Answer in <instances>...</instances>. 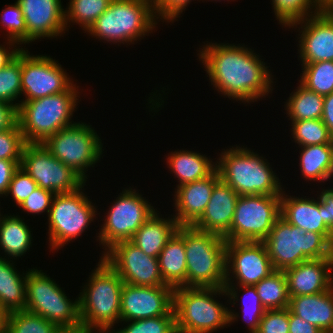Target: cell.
Instances as JSON below:
<instances>
[{
    "instance_id": "cell-1",
    "label": "cell",
    "mask_w": 333,
    "mask_h": 333,
    "mask_svg": "<svg viewBox=\"0 0 333 333\" xmlns=\"http://www.w3.org/2000/svg\"><path fill=\"white\" fill-rule=\"evenodd\" d=\"M199 49V60L218 93L245 103L272 93L274 76L254 50L240 44L211 42Z\"/></svg>"
},
{
    "instance_id": "cell-2",
    "label": "cell",
    "mask_w": 333,
    "mask_h": 333,
    "mask_svg": "<svg viewBox=\"0 0 333 333\" xmlns=\"http://www.w3.org/2000/svg\"><path fill=\"white\" fill-rule=\"evenodd\" d=\"M224 287H176L173 310L177 333H212L238 321L240 313L219 303ZM216 296V297H215Z\"/></svg>"
},
{
    "instance_id": "cell-3",
    "label": "cell",
    "mask_w": 333,
    "mask_h": 333,
    "mask_svg": "<svg viewBox=\"0 0 333 333\" xmlns=\"http://www.w3.org/2000/svg\"><path fill=\"white\" fill-rule=\"evenodd\" d=\"M99 260L79 294L80 318L97 333H109L120 322L124 282L102 257Z\"/></svg>"
},
{
    "instance_id": "cell-4",
    "label": "cell",
    "mask_w": 333,
    "mask_h": 333,
    "mask_svg": "<svg viewBox=\"0 0 333 333\" xmlns=\"http://www.w3.org/2000/svg\"><path fill=\"white\" fill-rule=\"evenodd\" d=\"M76 86L73 83L65 92L35 100H18V124L26 143H43L62 128L76 123L71 119L81 93Z\"/></svg>"
},
{
    "instance_id": "cell-5",
    "label": "cell",
    "mask_w": 333,
    "mask_h": 333,
    "mask_svg": "<svg viewBox=\"0 0 333 333\" xmlns=\"http://www.w3.org/2000/svg\"><path fill=\"white\" fill-rule=\"evenodd\" d=\"M218 161L220 179L240 196L281 195L284 190L267 159L247 147L224 149Z\"/></svg>"
},
{
    "instance_id": "cell-6",
    "label": "cell",
    "mask_w": 333,
    "mask_h": 333,
    "mask_svg": "<svg viewBox=\"0 0 333 333\" xmlns=\"http://www.w3.org/2000/svg\"><path fill=\"white\" fill-rule=\"evenodd\" d=\"M263 242L274 270L284 271L309 259L333 257V234L304 232L281 216Z\"/></svg>"
},
{
    "instance_id": "cell-7",
    "label": "cell",
    "mask_w": 333,
    "mask_h": 333,
    "mask_svg": "<svg viewBox=\"0 0 333 333\" xmlns=\"http://www.w3.org/2000/svg\"><path fill=\"white\" fill-rule=\"evenodd\" d=\"M152 0H112L87 33L113 44H134L156 28Z\"/></svg>"
},
{
    "instance_id": "cell-8",
    "label": "cell",
    "mask_w": 333,
    "mask_h": 333,
    "mask_svg": "<svg viewBox=\"0 0 333 333\" xmlns=\"http://www.w3.org/2000/svg\"><path fill=\"white\" fill-rule=\"evenodd\" d=\"M226 240L215 233L185 226L186 287H224Z\"/></svg>"
},
{
    "instance_id": "cell-9",
    "label": "cell",
    "mask_w": 333,
    "mask_h": 333,
    "mask_svg": "<svg viewBox=\"0 0 333 333\" xmlns=\"http://www.w3.org/2000/svg\"><path fill=\"white\" fill-rule=\"evenodd\" d=\"M42 270L28 269L25 310L59 327L81 323L79 296L74 302Z\"/></svg>"
},
{
    "instance_id": "cell-10",
    "label": "cell",
    "mask_w": 333,
    "mask_h": 333,
    "mask_svg": "<svg viewBox=\"0 0 333 333\" xmlns=\"http://www.w3.org/2000/svg\"><path fill=\"white\" fill-rule=\"evenodd\" d=\"M84 185L74 192L55 194L48 213V236L52 250L63 248L77 239L97 215L95 205L82 191Z\"/></svg>"
},
{
    "instance_id": "cell-11",
    "label": "cell",
    "mask_w": 333,
    "mask_h": 333,
    "mask_svg": "<svg viewBox=\"0 0 333 333\" xmlns=\"http://www.w3.org/2000/svg\"><path fill=\"white\" fill-rule=\"evenodd\" d=\"M91 126L76 122L43 142L52 156L72 168L85 181L88 179L86 171L94 167L103 154L102 140Z\"/></svg>"
},
{
    "instance_id": "cell-12",
    "label": "cell",
    "mask_w": 333,
    "mask_h": 333,
    "mask_svg": "<svg viewBox=\"0 0 333 333\" xmlns=\"http://www.w3.org/2000/svg\"><path fill=\"white\" fill-rule=\"evenodd\" d=\"M110 206L97 236L104 253L114 244L129 241L155 210L135 189H124Z\"/></svg>"
},
{
    "instance_id": "cell-13",
    "label": "cell",
    "mask_w": 333,
    "mask_h": 333,
    "mask_svg": "<svg viewBox=\"0 0 333 333\" xmlns=\"http://www.w3.org/2000/svg\"><path fill=\"white\" fill-rule=\"evenodd\" d=\"M281 216V195L239 196L230 227V242H263Z\"/></svg>"
},
{
    "instance_id": "cell-14",
    "label": "cell",
    "mask_w": 333,
    "mask_h": 333,
    "mask_svg": "<svg viewBox=\"0 0 333 333\" xmlns=\"http://www.w3.org/2000/svg\"><path fill=\"white\" fill-rule=\"evenodd\" d=\"M20 167L38 187L55 194L74 192L86 185V181L78 173L52 156L43 143H26Z\"/></svg>"
},
{
    "instance_id": "cell-15",
    "label": "cell",
    "mask_w": 333,
    "mask_h": 333,
    "mask_svg": "<svg viewBox=\"0 0 333 333\" xmlns=\"http://www.w3.org/2000/svg\"><path fill=\"white\" fill-rule=\"evenodd\" d=\"M55 59L21 49V88L25 100L65 92L74 82Z\"/></svg>"
},
{
    "instance_id": "cell-16",
    "label": "cell",
    "mask_w": 333,
    "mask_h": 333,
    "mask_svg": "<svg viewBox=\"0 0 333 333\" xmlns=\"http://www.w3.org/2000/svg\"><path fill=\"white\" fill-rule=\"evenodd\" d=\"M101 257L126 284L137 286L167 285L160 274L158 258L147 255L130 240L117 242Z\"/></svg>"
},
{
    "instance_id": "cell-17",
    "label": "cell",
    "mask_w": 333,
    "mask_h": 333,
    "mask_svg": "<svg viewBox=\"0 0 333 333\" xmlns=\"http://www.w3.org/2000/svg\"><path fill=\"white\" fill-rule=\"evenodd\" d=\"M273 271L275 270L264 242H226L225 283L236 281V285L254 286Z\"/></svg>"
},
{
    "instance_id": "cell-18",
    "label": "cell",
    "mask_w": 333,
    "mask_h": 333,
    "mask_svg": "<svg viewBox=\"0 0 333 333\" xmlns=\"http://www.w3.org/2000/svg\"><path fill=\"white\" fill-rule=\"evenodd\" d=\"M174 288L170 285L137 286L123 283L120 322L175 315Z\"/></svg>"
},
{
    "instance_id": "cell-19",
    "label": "cell",
    "mask_w": 333,
    "mask_h": 333,
    "mask_svg": "<svg viewBox=\"0 0 333 333\" xmlns=\"http://www.w3.org/2000/svg\"><path fill=\"white\" fill-rule=\"evenodd\" d=\"M294 26L299 28L298 53L302 64L333 61V10L330 7L291 22L287 27L293 29Z\"/></svg>"
},
{
    "instance_id": "cell-20",
    "label": "cell",
    "mask_w": 333,
    "mask_h": 333,
    "mask_svg": "<svg viewBox=\"0 0 333 333\" xmlns=\"http://www.w3.org/2000/svg\"><path fill=\"white\" fill-rule=\"evenodd\" d=\"M27 27V44L65 34V9L61 0H17Z\"/></svg>"
},
{
    "instance_id": "cell-21",
    "label": "cell",
    "mask_w": 333,
    "mask_h": 333,
    "mask_svg": "<svg viewBox=\"0 0 333 333\" xmlns=\"http://www.w3.org/2000/svg\"><path fill=\"white\" fill-rule=\"evenodd\" d=\"M333 257L309 259L284 270L290 297L318 294L333 287Z\"/></svg>"
},
{
    "instance_id": "cell-22",
    "label": "cell",
    "mask_w": 333,
    "mask_h": 333,
    "mask_svg": "<svg viewBox=\"0 0 333 333\" xmlns=\"http://www.w3.org/2000/svg\"><path fill=\"white\" fill-rule=\"evenodd\" d=\"M240 195L221 179L215 184L209 203L194 228L215 233L230 242V227Z\"/></svg>"
},
{
    "instance_id": "cell-23",
    "label": "cell",
    "mask_w": 333,
    "mask_h": 333,
    "mask_svg": "<svg viewBox=\"0 0 333 333\" xmlns=\"http://www.w3.org/2000/svg\"><path fill=\"white\" fill-rule=\"evenodd\" d=\"M220 180L217 169L208 177L178 186L174 195L173 217L179 226H192L204 213L213 188Z\"/></svg>"
},
{
    "instance_id": "cell-24",
    "label": "cell",
    "mask_w": 333,
    "mask_h": 333,
    "mask_svg": "<svg viewBox=\"0 0 333 333\" xmlns=\"http://www.w3.org/2000/svg\"><path fill=\"white\" fill-rule=\"evenodd\" d=\"M282 191L281 217L304 232L333 234V230L324 222L323 205L313 198L291 197Z\"/></svg>"
},
{
    "instance_id": "cell-25",
    "label": "cell",
    "mask_w": 333,
    "mask_h": 333,
    "mask_svg": "<svg viewBox=\"0 0 333 333\" xmlns=\"http://www.w3.org/2000/svg\"><path fill=\"white\" fill-rule=\"evenodd\" d=\"M288 308L324 333H333V287L318 294L290 297Z\"/></svg>"
},
{
    "instance_id": "cell-26",
    "label": "cell",
    "mask_w": 333,
    "mask_h": 333,
    "mask_svg": "<svg viewBox=\"0 0 333 333\" xmlns=\"http://www.w3.org/2000/svg\"><path fill=\"white\" fill-rule=\"evenodd\" d=\"M160 274L173 288L186 287L185 226H179L158 256Z\"/></svg>"
},
{
    "instance_id": "cell-27",
    "label": "cell",
    "mask_w": 333,
    "mask_h": 333,
    "mask_svg": "<svg viewBox=\"0 0 333 333\" xmlns=\"http://www.w3.org/2000/svg\"><path fill=\"white\" fill-rule=\"evenodd\" d=\"M161 217L155 211L130 240L147 255L156 258H158L168 239L179 227L172 215L171 218L168 217L166 219Z\"/></svg>"
},
{
    "instance_id": "cell-28",
    "label": "cell",
    "mask_w": 333,
    "mask_h": 333,
    "mask_svg": "<svg viewBox=\"0 0 333 333\" xmlns=\"http://www.w3.org/2000/svg\"><path fill=\"white\" fill-rule=\"evenodd\" d=\"M216 162L195 151L177 150L168 154L166 163L178 178V187L210 176L217 168Z\"/></svg>"
},
{
    "instance_id": "cell-29",
    "label": "cell",
    "mask_w": 333,
    "mask_h": 333,
    "mask_svg": "<svg viewBox=\"0 0 333 333\" xmlns=\"http://www.w3.org/2000/svg\"><path fill=\"white\" fill-rule=\"evenodd\" d=\"M12 262V263H11ZM12 260L0 257V307L8 314L25 310L27 272H20Z\"/></svg>"
},
{
    "instance_id": "cell-30",
    "label": "cell",
    "mask_w": 333,
    "mask_h": 333,
    "mask_svg": "<svg viewBox=\"0 0 333 333\" xmlns=\"http://www.w3.org/2000/svg\"><path fill=\"white\" fill-rule=\"evenodd\" d=\"M0 248L8 259L21 257L32 247V234L29 226L20 216L1 215L0 213ZM25 253V254H24ZM16 257V258H15Z\"/></svg>"
},
{
    "instance_id": "cell-31",
    "label": "cell",
    "mask_w": 333,
    "mask_h": 333,
    "mask_svg": "<svg viewBox=\"0 0 333 333\" xmlns=\"http://www.w3.org/2000/svg\"><path fill=\"white\" fill-rule=\"evenodd\" d=\"M299 157L300 172L303 178L310 181L325 182L329 179L331 164V143L301 147Z\"/></svg>"
},
{
    "instance_id": "cell-32",
    "label": "cell",
    "mask_w": 333,
    "mask_h": 333,
    "mask_svg": "<svg viewBox=\"0 0 333 333\" xmlns=\"http://www.w3.org/2000/svg\"><path fill=\"white\" fill-rule=\"evenodd\" d=\"M294 92L285 102L289 120H314L321 119L323 114L324 97L320 94L310 91L299 84Z\"/></svg>"
},
{
    "instance_id": "cell-33",
    "label": "cell",
    "mask_w": 333,
    "mask_h": 333,
    "mask_svg": "<svg viewBox=\"0 0 333 333\" xmlns=\"http://www.w3.org/2000/svg\"><path fill=\"white\" fill-rule=\"evenodd\" d=\"M244 290L242 295V314L243 321L245 320L248 324L249 333H256L259 327V323L264 315L266 309L263 307L260 297L258 296L256 287L253 285H235V283H225L224 289L226 296L230 298L229 303L233 300L235 305L239 299L238 288ZM247 299V300H246ZM237 301V302H236ZM249 321V322H248Z\"/></svg>"
},
{
    "instance_id": "cell-34",
    "label": "cell",
    "mask_w": 333,
    "mask_h": 333,
    "mask_svg": "<svg viewBox=\"0 0 333 333\" xmlns=\"http://www.w3.org/2000/svg\"><path fill=\"white\" fill-rule=\"evenodd\" d=\"M254 286L266 310L289 307L290 296L284 271L275 270Z\"/></svg>"
},
{
    "instance_id": "cell-35",
    "label": "cell",
    "mask_w": 333,
    "mask_h": 333,
    "mask_svg": "<svg viewBox=\"0 0 333 333\" xmlns=\"http://www.w3.org/2000/svg\"><path fill=\"white\" fill-rule=\"evenodd\" d=\"M112 0H70L65 10V26L68 29L70 22L78 24L85 33L102 15Z\"/></svg>"
},
{
    "instance_id": "cell-36",
    "label": "cell",
    "mask_w": 333,
    "mask_h": 333,
    "mask_svg": "<svg viewBox=\"0 0 333 333\" xmlns=\"http://www.w3.org/2000/svg\"><path fill=\"white\" fill-rule=\"evenodd\" d=\"M299 83L321 96L333 93V61L305 63Z\"/></svg>"
},
{
    "instance_id": "cell-37",
    "label": "cell",
    "mask_w": 333,
    "mask_h": 333,
    "mask_svg": "<svg viewBox=\"0 0 333 333\" xmlns=\"http://www.w3.org/2000/svg\"><path fill=\"white\" fill-rule=\"evenodd\" d=\"M272 5L276 19L285 28L291 22L314 15L325 8L319 0H272Z\"/></svg>"
},
{
    "instance_id": "cell-38",
    "label": "cell",
    "mask_w": 333,
    "mask_h": 333,
    "mask_svg": "<svg viewBox=\"0 0 333 333\" xmlns=\"http://www.w3.org/2000/svg\"><path fill=\"white\" fill-rule=\"evenodd\" d=\"M58 328L42 316L26 310L11 312L6 316L7 333H56Z\"/></svg>"
},
{
    "instance_id": "cell-39",
    "label": "cell",
    "mask_w": 333,
    "mask_h": 333,
    "mask_svg": "<svg viewBox=\"0 0 333 333\" xmlns=\"http://www.w3.org/2000/svg\"><path fill=\"white\" fill-rule=\"evenodd\" d=\"M292 137L300 147L317 144H329L333 136L322 119L291 121Z\"/></svg>"
},
{
    "instance_id": "cell-40",
    "label": "cell",
    "mask_w": 333,
    "mask_h": 333,
    "mask_svg": "<svg viewBox=\"0 0 333 333\" xmlns=\"http://www.w3.org/2000/svg\"><path fill=\"white\" fill-rule=\"evenodd\" d=\"M21 81L20 51L9 64L0 70V101L8 102L18 108L19 103L16 101L22 94Z\"/></svg>"
},
{
    "instance_id": "cell-41",
    "label": "cell",
    "mask_w": 333,
    "mask_h": 333,
    "mask_svg": "<svg viewBox=\"0 0 333 333\" xmlns=\"http://www.w3.org/2000/svg\"><path fill=\"white\" fill-rule=\"evenodd\" d=\"M125 322L128 325L123 329H112L109 333H177L175 315H163Z\"/></svg>"
},
{
    "instance_id": "cell-42",
    "label": "cell",
    "mask_w": 333,
    "mask_h": 333,
    "mask_svg": "<svg viewBox=\"0 0 333 333\" xmlns=\"http://www.w3.org/2000/svg\"><path fill=\"white\" fill-rule=\"evenodd\" d=\"M7 6L0 13V24L6 28L8 39L16 41L19 45L27 44V27L20 4Z\"/></svg>"
},
{
    "instance_id": "cell-43",
    "label": "cell",
    "mask_w": 333,
    "mask_h": 333,
    "mask_svg": "<svg viewBox=\"0 0 333 333\" xmlns=\"http://www.w3.org/2000/svg\"><path fill=\"white\" fill-rule=\"evenodd\" d=\"M25 145L18 122L11 129L0 131V159L21 160Z\"/></svg>"
},
{
    "instance_id": "cell-44",
    "label": "cell",
    "mask_w": 333,
    "mask_h": 333,
    "mask_svg": "<svg viewBox=\"0 0 333 333\" xmlns=\"http://www.w3.org/2000/svg\"><path fill=\"white\" fill-rule=\"evenodd\" d=\"M38 188L37 183L31 176L20 166L15 171L13 178L9 184L6 196L11 195L14 202L19 206L28 196Z\"/></svg>"
},
{
    "instance_id": "cell-45",
    "label": "cell",
    "mask_w": 333,
    "mask_h": 333,
    "mask_svg": "<svg viewBox=\"0 0 333 333\" xmlns=\"http://www.w3.org/2000/svg\"><path fill=\"white\" fill-rule=\"evenodd\" d=\"M256 333H289V308L266 310Z\"/></svg>"
},
{
    "instance_id": "cell-46",
    "label": "cell",
    "mask_w": 333,
    "mask_h": 333,
    "mask_svg": "<svg viewBox=\"0 0 333 333\" xmlns=\"http://www.w3.org/2000/svg\"><path fill=\"white\" fill-rule=\"evenodd\" d=\"M55 193L50 190L38 187L31 193L25 201L18 207L22 208L23 212L32 214L49 213Z\"/></svg>"
},
{
    "instance_id": "cell-47",
    "label": "cell",
    "mask_w": 333,
    "mask_h": 333,
    "mask_svg": "<svg viewBox=\"0 0 333 333\" xmlns=\"http://www.w3.org/2000/svg\"><path fill=\"white\" fill-rule=\"evenodd\" d=\"M192 0H152L157 19L173 23Z\"/></svg>"
},
{
    "instance_id": "cell-48",
    "label": "cell",
    "mask_w": 333,
    "mask_h": 333,
    "mask_svg": "<svg viewBox=\"0 0 333 333\" xmlns=\"http://www.w3.org/2000/svg\"><path fill=\"white\" fill-rule=\"evenodd\" d=\"M21 160L0 159V197L4 196L15 171L19 168Z\"/></svg>"
},
{
    "instance_id": "cell-49",
    "label": "cell",
    "mask_w": 333,
    "mask_h": 333,
    "mask_svg": "<svg viewBox=\"0 0 333 333\" xmlns=\"http://www.w3.org/2000/svg\"><path fill=\"white\" fill-rule=\"evenodd\" d=\"M18 122L17 107L0 101V131L11 129Z\"/></svg>"
},
{
    "instance_id": "cell-50",
    "label": "cell",
    "mask_w": 333,
    "mask_h": 333,
    "mask_svg": "<svg viewBox=\"0 0 333 333\" xmlns=\"http://www.w3.org/2000/svg\"><path fill=\"white\" fill-rule=\"evenodd\" d=\"M289 333H324L317 326L293 314L289 310Z\"/></svg>"
},
{
    "instance_id": "cell-51",
    "label": "cell",
    "mask_w": 333,
    "mask_h": 333,
    "mask_svg": "<svg viewBox=\"0 0 333 333\" xmlns=\"http://www.w3.org/2000/svg\"><path fill=\"white\" fill-rule=\"evenodd\" d=\"M322 190L319 202L323 205L324 222L333 230V188Z\"/></svg>"
},
{
    "instance_id": "cell-52",
    "label": "cell",
    "mask_w": 333,
    "mask_h": 333,
    "mask_svg": "<svg viewBox=\"0 0 333 333\" xmlns=\"http://www.w3.org/2000/svg\"><path fill=\"white\" fill-rule=\"evenodd\" d=\"M7 47L4 45H0V70L4 68L7 64H9L16 56L17 54L21 51L22 48L19 46L18 48L16 47V44L19 45L16 41L8 39L7 38ZM9 44V45H8ZM14 45L16 48H14ZM9 46V49H7ZM14 48V49H13ZM13 49V50H12Z\"/></svg>"
},
{
    "instance_id": "cell-53",
    "label": "cell",
    "mask_w": 333,
    "mask_h": 333,
    "mask_svg": "<svg viewBox=\"0 0 333 333\" xmlns=\"http://www.w3.org/2000/svg\"><path fill=\"white\" fill-rule=\"evenodd\" d=\"M322 121L327 126L329 133L333 136V93L324 96Z\"/></svg>"
},
{
    "instance_id": "cell-54",
    "label": "cell",
    "mask_w": 333,
    "mask_h": 333,
    "mask_svg": "<svg viewBox=\"0 0 333 333\" xmlns=\"http://www.w3.org/2000/svg\"><path fill=\"white\" fill-rule=\"evenodd\" d=\"M56 333H97L86 324L79 323L73 326L59 327Z\"/></svg>"
},
{
    "instance_id": "cell-55",
    "label": "cell",
    "mask_w": 333,
    "mask_h": 333,
    "mask_svg": "<svg viewBox=\"0 0 333 333\" xmlns=\"http://www.w3.org/2000/svg\"><path fill=\"white\" fill-rule=\"evenodd\" d=\"M7 313L0 307V333L5 331Z\"/></svg>"
},
{
    "instance_id": "cell-56",
    "label": "cell",
    "mask_w": 333,
    "mask_h": 333,
    "mask_svg": "<svg viewBox=\"0 0 333 333\" xmlns=\"http://www.w3.org/2000/svg\"><path fill=\"white\" fill-rule=\"evenodd\" d=\"M331 149H332V155H331V164H330V168H329V179L331 177H333V139L331 142Z\"/></svg>"
},
{
    "instance_id": "cell-57",
    "label": "cell",
    "mask_w": 333,
    "mask_h": 333,
    "mask_svg": "<svg viewBox=\"0 0 333 333\" xmlns=\"http://www.w3.org/2000/svg\"><path fill=\"white\" fill-rule=\"evenodd\" d=\"M325 7H330L333 4V0H319Z\"/></svg>"
}]
</instances>
